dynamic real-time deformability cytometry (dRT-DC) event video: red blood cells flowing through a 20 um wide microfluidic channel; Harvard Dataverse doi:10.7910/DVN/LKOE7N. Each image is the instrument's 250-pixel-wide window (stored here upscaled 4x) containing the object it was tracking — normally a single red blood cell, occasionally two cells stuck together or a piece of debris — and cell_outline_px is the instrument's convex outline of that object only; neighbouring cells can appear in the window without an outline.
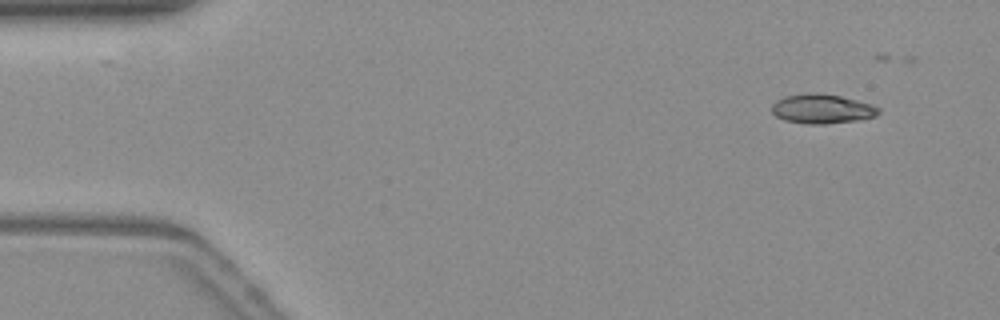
{"species": "common noctule bat (a hibernating species)", "species_latin": "Nyctalus noctula", "temperature_condition": "warm", "stored_images_in_passage": 12, "camera_frame_rate_fps": 3000, "um_per_image_px": 0.085, "animal": {"sex": "female", "body_mass_g": 19.3, "forearm_length_mm": 54.1}, "frame": {"image": 1, "passage_image": 1, "time_ms": 0.0, "image_size_px": [1000, 320], "cell_outline_px": [[880, 112], [876, 116], [856, 120], [824, 124], [808, 124], [784, 120], [776, 116], [772, 112], [772, 104], [776, 100], [784, 96], [804, 92], [816, 92], [840, 96], [872, 104], [880, 108]], "centroid_in_image_um": [69.85, 9.24], "position_along_channel_um": 15.2, "area_um2": 18.44}}
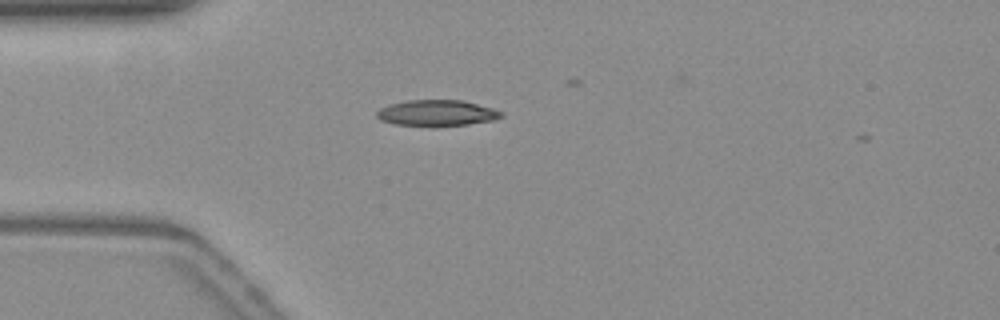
{"frame": {"image": 2, "passage_image": 11, "time_ms": 3.333, "image_size_px": [1000, 320], "cell_outline_px": [[504, 116], [492, 120], [468, 124], [432, 128], [396, 124], [380, 120], [376, 116], [376, 112], [380, 108], [392, 104], [408, 100], [460, 100], [492, 108], [504, 112]], "centroid_in_image_um": [37.12, 9.63], "position_along_channel_um": 47.9, "area_um2": 19.13}}